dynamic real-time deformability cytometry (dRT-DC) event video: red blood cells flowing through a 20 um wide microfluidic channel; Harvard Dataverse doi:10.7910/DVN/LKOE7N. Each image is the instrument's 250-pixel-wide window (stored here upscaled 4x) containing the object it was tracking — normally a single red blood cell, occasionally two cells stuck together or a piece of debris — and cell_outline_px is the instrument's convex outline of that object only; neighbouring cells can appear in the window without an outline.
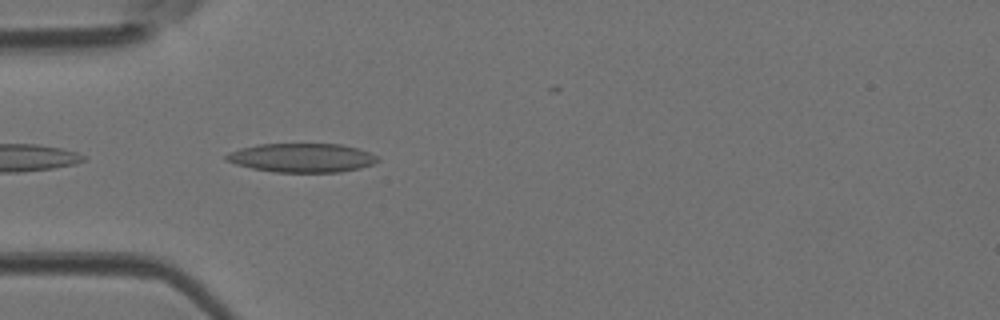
{"species": "Egyptian fruit bat (a non-hibernating species)", "species_latin": "Rousettus aegyptiacus", "temperature_condition": "room temperature", "stored_images_in_passage": 7, "camera_frame_rate_fps": 3000, "um_per_image_px": 0.085, "animal": {"sex": "female"}, "frame": {"image": 1, "passage_image": 2, "time_ms": 0.333, "image_size_px": [1000, 320], "cell_outline_px": [[380, 160], [372, 164], [360, 168], [340, 172], [276, 172], [252, 168], [236, 164], [224, 160], [224, 156], [228, 152], [240, 148], [260, 144], [340, 144], [356, 148], [368, 152], [376, 156]], "centroid_in_image_um": [25.62, 13.41], "position_along_channel_um": 59.4, "area_um2": 25.43}}